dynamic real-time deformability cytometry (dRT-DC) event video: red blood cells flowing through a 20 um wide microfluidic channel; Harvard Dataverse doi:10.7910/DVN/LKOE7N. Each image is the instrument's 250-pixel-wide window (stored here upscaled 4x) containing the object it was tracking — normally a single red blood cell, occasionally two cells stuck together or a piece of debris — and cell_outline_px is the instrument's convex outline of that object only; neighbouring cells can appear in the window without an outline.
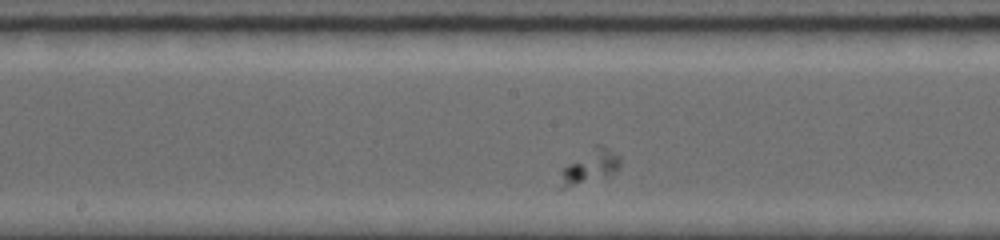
{"species": "common noctule bat (a hibernating species)", "species_latin": "Nyctalus noctula", "temperature_condition": "room temperature", "stored_images_in_passage": 52, "camera_frame_rate_fps": 5000, "um_per_image_px": 0.085, "animal": {"sex": "female", "body_mass_g": 19.0, "forearm_length_mm": 56.7}, "frame": {"image": 1, "passage_image": 23, "time_ms": 4.0, "image_size_px": [1000, 240], "cell_outline_px": [[620, 168], [616, 172], [608, 176], [564, 188], [556, 188], [560, 168], [596, 144], [600, 144], [620, 156]], "centroid_in_image_um": [50.07, 14.18], "position_along_channel_um": 198.1, "area_um2": 12.14}}
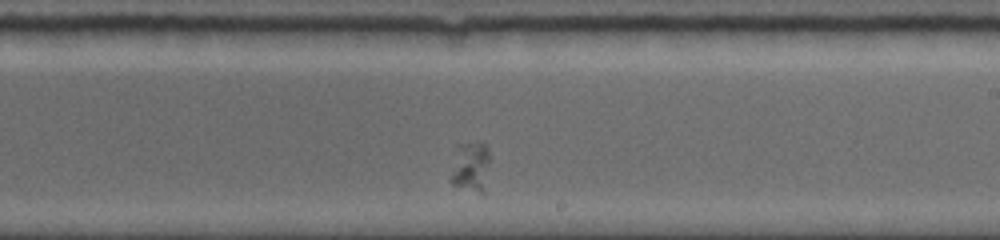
{"frame": {"image": 2, "passage_image": 30, "time_ms": 5.4, "image_size_px": [1000, 240], "cell_outline_px": [[488, 160], [484, 196], [452, 184], [452, 176], [456, 144], [488, 144]], "centroid_in_image_um": [40.02, 14.22], "position_along_channel_um": 249.0, "area_um2": 11.16}}
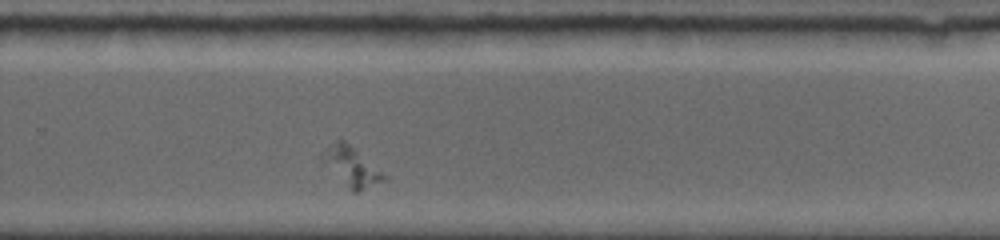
{"frame": {"image": 3, "passage_image": 38, "time_ms": 6.8, "image_size_px": [1000, 240], "cell_outline_px": [[388, 180], [356, 192], [352, 192], [348, 188], [320, 156], [328, 144], [336, 140], [344, 140], [388, 176]], "centroid_in_image_um": [29.93, 14.15], "position_along_channel_um": 299.9, "area_um2": 13.64}}